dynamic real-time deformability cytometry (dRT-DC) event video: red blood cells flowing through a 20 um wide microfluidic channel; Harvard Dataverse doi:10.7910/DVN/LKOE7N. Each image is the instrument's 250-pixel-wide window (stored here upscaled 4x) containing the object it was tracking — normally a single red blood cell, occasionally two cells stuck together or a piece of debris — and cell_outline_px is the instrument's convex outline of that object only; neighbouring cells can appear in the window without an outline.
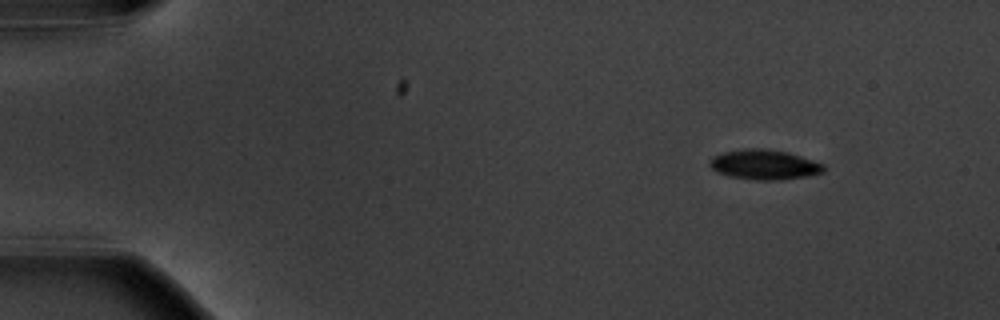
{"species": "common noctule bat (a hibernating species)", "species_latin": "Nyctalus noctula", "temperature_condition": "warm", "stored_images_in_passage": 10, "camera_frame_rate_fps": 3000, "um_per_image_px": 0.085, "animal": {"sex": "male", "body_mass_g": 20.1, "forearm_length_mm": 53.5}, "frame": {"image": 1, "passage_image": 1, "time_ms": 0.0, "image_size_px": [1000, 320], "cell_outline_px": [[824, 172], [808, 176], [784, 180], [756, 180], [728, 176], [716, 172], [708, 164], [708, 160], [712, 156], [724, 152], [744, 148], [764, 148], [788, 152], [824, 164]], "centroid_in_image_um": [64.94, 13.99], "position_along_channel_um": 20.1, "area_um2": 20.11}}